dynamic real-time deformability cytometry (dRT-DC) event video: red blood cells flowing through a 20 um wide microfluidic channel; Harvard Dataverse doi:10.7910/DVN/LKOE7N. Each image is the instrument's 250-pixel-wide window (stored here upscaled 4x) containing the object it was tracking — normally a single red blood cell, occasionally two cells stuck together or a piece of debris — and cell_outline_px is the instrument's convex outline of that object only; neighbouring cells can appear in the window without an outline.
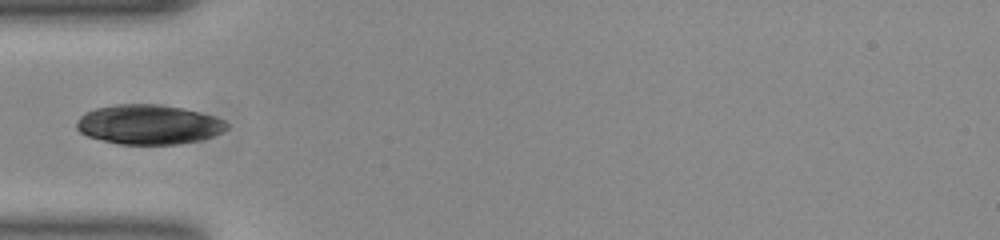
{"species": "common noctule bat (a hibernating species)", "species_latin": "Nyctalus noctula", "temperature_condition": "room temperature", "stored_images_in_passage": 23, "camera_frame_rate_fps": 3000, "um_per_image_px": 0.085, "animal": {"sex": "female", "body_mass_g": 23.0, "forearm_length_mm": 53.4}, "frame": {"image": 1, "passage_image": 1, "time_ms": 0.0, "image_size_px": [1000, 240], "cell_outline_px": [[228, 128], [212, 136], [200, 140], [180, 144], [120, 144], [88, 136], [80, 132], [76, 128], [76, 124], [80, 116], [96, 108], [116, 104], [160, 104], [184, 108], [212, 116], [224, 120], [228, 124]], "centroid_in_image_um": [12.64, 10.58], "position_along_channel_um": 72.4, "area_um2": 34.45}}